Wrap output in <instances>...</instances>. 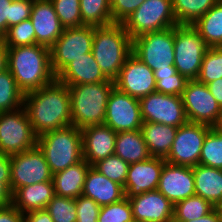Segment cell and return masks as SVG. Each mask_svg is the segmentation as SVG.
Returning a JSON list of instances; mask_svg holds the SVG:
<instances>
[{
  "mask_svg": "<svg viewBox=\"0 0 222 222\" xmlns=\"http://www.w3.org/2000/svg\"><path fill=\"white\" fill-rule=\"evenodd\" d=\"M23 108L37 137L72 125L68 86L56 79L24 94Z\"/></svg>",
  "mask_w": 222,
  "mask_h": 222,
  "instance_id": "cell-1",
  "label": "cell"
},
{
  "mask_svg": "<svg viewBox=\"0 0 222 222\" xmlns=\"http://www.w3.org/2000/svg\"><path fill=\"white\" fill-rule=\"evenodd\" d=\"M7 69L24 94L56 79L51 68L50 49L39 44L8 48Z\"/></svg>",
  "mask_w": 222,
  "mask_h": 222,
  "instance_id": "cell-2",
  "label": "cell"
},
{
  "mask_svg": "<svg viewBox=\"0 0 222 222\" xmlns=\"http://www.w3.org/2000/svg\"><path fill=\"white\" fill-rule=\"evenodd\" d=\"M91 53L103 74L114 81L132 54V38L122 23L94 26Z\"/></svg>",
  "mask_w": 222,
  "mask_h": 222,
  "instance_id": "cell-3",
  "label": "cell"
},
{
  "mask_svg": "<svg viewBox=\"0 0 222 222\" xmlns=\"http://www.w3.org/2000/svg\"><path fill=\"white\" fill-rule=\"evenodd\" d=\"M70 94L71 121L76 128L104 124L108 97L115 87L113 80L67 85Z\"/></svg>",
  "mask_w": 222,
  "mask_h": 222,
  "instance_id": "cell-4",
  "label": "cell"
},
{
  "mask_svg": "<svg viewBox=\"0 0 222 222\" xmlns=\"http://www.w3.org/2000/svg\"><path fill=\"white\" fill-rule=\"evenodd\" d=\"M52 174L83 160L81 129L74 125L46 132L37 137Z\"/></svg>",
  "mask_w": 222,
  "mask_h": 222,
  "instance_id": "cell-5",
  "label": "cell"
},
{
  "mask_svg": "<svg viewBox=\"0 0 222 222\" xmlns=\"http://www.w3.org/2000/svg\"><path fill=\"white\" fill-rule=\"evenodd\" d=\"M132 54L155 73L174 71V27L132 39Z\"/></svg>",
  "mask_w": 222,
  "mask_h": 222,
  "instance_id": "cell-6",
  "label": "cell"
},
{
  "mask_svg": "<svg viewBox=\"0 0 222 222\" xmlns=\"http://www.w3.org/2000/svg\"><path fill=\"white\" fill-rule=\"evenodd\" d=\"M208 49L209 46L192 25L174 26V68L188 80L198 78Z\"/></svg>",
  "mask_w": 222,
  "mask_h": 222,
  "instance_id": "cell-7",
  "label": "cell"
},
{
  "mask_svg": "<svg viewBox=\"0 0 222 222\" xmlns=\"http://www.w3.org/2000/svg\"><path fill=\"white\" fill-rule=\"evenodd\" d=\"M122 24L132 39L178 25L172 0H145Z\"/></svg>",
  "mask_w": 222,
  "mask_h": 222,
  "instance_id": "cell-8",
  "label": "cell"
},
{
  "mask_svg": "<svg viewBox=\"0 0 222 222\" xmlns=\"http://www.w3.org/2000/svg\"><path fill=\"white\" fill-rule=\"evenodd\" d=\"M37 145L35 135L25 109L0 112V153L14 155Z\"/></svg>",
  "mask_w": 222,
  "mask_h": 222,
  "instance_id": "cell-9",
  "label": "cell"
},
{
  "mask_svg": "<svg viewBox=\"0 0 222 222\" xmlns=\"http://www.w3.org/2000/svg\"><path fill=\"white\" fill-rule=\"evenodd\" d=\"M94 26L64 28L61 36L50 48L51 68L56 76L68 63L91 53Z\"/></svg>",
  "mask_w": 222,
  "mask_h": 222,
  "instance_id": "cell-10",
  "label": "cell"
},
{
  "mask_svg": "<svg viewBox=\"0 0 222 222\" xmlns=\"http://www.w3.org/2000/svg\"><path fill=\"white\" fill-rule=\"evenodd\" d=\"M211 126L200 123L187 122L178 127L166 162L194 167L199 164L204 139Z\"/></svg>",
  "mask_w": 222,
  "mask_h": 222,
  "instance_id": "cell-11",
  "label": "cell"
},
{
  "mask_svg": "<svg viewBox=\"0 0 222 222\" xmlns=\"http://www.w3.org/2000/svg\"><path fill=\"white\" fill-rule=\"evenodd\" d=\"M10 161L12 194L22 186L52 181L53 174L38 145L27 151L11 155Z\"/></svg>",
  "mask_w": 222,
  "mask_h": 222,
  "instance_id": "cell-12",
  "label": "cell"
},
{
  "mask_svg": "<svg viewBox=\"0 0 222 222\" xmlns=\"http://www.w3.org/2000/svg\"><path fill=\"white\" fill-rule=\"evenodd\" d=\"M181 97L188 122L211 127L217 123L222 108L206 84L197 79L188 80Z\"/></svg>",
  "mask_w": 222,
  "mask_h": 222,
  "instance_id": "cell-13",
  "label": "cell"
},
{
  "mask_svg": "<svg viewBox=\"0 0 222 222\" xmlns=\"http://www.w3.org/2000/svg\"><path fill=\"white\" fill-rule=\"evenodd\" d=\"M143 122L180 127L188 122L182 97L154 92L140 99Z\"/></svg>",
  "mask_w": 222,
  "mask_h": 222,
  "instance_id": "cell-14",
  "label": "cell"
},
{
  "mask_svg": "<svg viewBox=\"0 0 222 222\" xmlns=\"http://www.w3.org/2000/svg\"><path fill=\"white\" fill-rule=\"evenodd\" d=\"M104 124L115 132L141 129L140 100L114 87L108 97Z\"/></svg>",
  "mask_w": 222,
  "mask_h": 222,
  "instance_id": "cell-15",
  "label": "cell"
},
{
  "mask_svg": "<svg viewBox=\"0 0 222 222\" xmlns=\"http://www.w3.org/2000/svg\"><path fill=\"white\" fill-rule=\"evenodd\" d=\"M114 83L119 91L139 100L156 92L155 72L133 54L127 58Z\"/></svg>",
  "mask_w": 222,
  "mask_h": 222,
  "instance_id": "cell-16",
  "label": "cell"
},
{
  "mask_svg": "<svg viewBox=\"0 0 222 222\" xmlns=\"http://www.w3.org/2000/svg\"><path fill=\"white\" fill-rule=\"evenodd\" d=\"M157 190L172 204L195 195L193 167L166 162L160 174Z\"/></svg>",
  "mask_w": 222,
  "mask_h": 222,
  "instance_id": "cell-17",
  "label": "cell"
},
{
  "mask_svg": "<svg viewBox=\"0 0 222 222\" xmlns=\"http://www.w3.org/2000/svg\"><path fill=\"white\" fill-rule=\"evenodd\" d=\"M165 163L163 158L150 157L148 160L130 164L127 179L123 186L125 197L131 198L157 190Z\"/></svg>",
  "mask_w": 222,
  "mask_h": 222,
  "instance_id": "cell-18",
  "label": "cell"
},
{
  "mask_svg": "<svg viewBox=\"0 0 222 222\" xmlns=\"http://www.w3.org/2000/svg\"><path fill=\"white\" fill-rule=\"evenodd\" d=\"M134 221L172 222L174 204L160 191L154 190L128 198Z\"/></svg>",
  "mask_w": 222,
  "mask_h": 222,
  "instance_id": "cell-19",
  "label": "cell"
},
{
  "mask_svg": "<svg viewBox=\"0 0 222 222\" xmlns=\"http://www.w3.org/2000/svg\"><path fill=\"white\" fill-rule=\"evenodd\" d=\"M30 20L35 30V44L49 49L64 31L50 0H34Z\"/></svg>",
  "mask_w": 222,
  "mask_h": 222,
  "instance_id": "cell-20",
  "label": "cell"
},
{
  "mask_svg": "<svg viewBox=\"0 0 222 222\" xmlns=\"http://www.w3.org/2000/svg\"><path fill=\"white\" fill-rule=\"evenodd\" d=\"M83 159L89 165L114 154L117 132L105 124L85 127L81 130Z\"/></svg>",
  "mask_w": 222,
  "mask_h": 222,
  "instance_id": "cell-21",
  "label": "cell"
},
{
  "mask_svg": "<svg viewBox=\"0 0 222 222\" xmlns=\"http://www.w3.org/2000/svg\"><path fill=\"white\" fill-rule=\"evenodd\" d=\"M56 80L65 85L99 83L109 79L103 74L92 53L84 54L68 63L57 75Z\"/></svg>",
  "mask_w": 222,
  "mask_h": 222,
  "instance_id": "cell-22",
  "label": "cell"
},
{
  "mask_svg": "<svg viewBox=\"0 0 222 222\" xmlns=\"http://www.w3.org/2000/svg\"><path fill=\"white\" fill-rule=\"evenodd\" d=\"M82 195L102 207L125 198V191L122 185L109 180L91 166L85 178Z\"/></svg>",
  "mask_w": 222,
  "mask_h": 222,
  "instance_id": "cell-23",
  "label": "cell"
},
{
  "mask_svg": "<svg viewBox=\"0 0 222 222\" xmlns=\"http://www.w3.org/2000/svg\"><path fill=\"white\" fill-rule=\"evenodd\" d=\"M54 195L53 181L22 186L12 194V205L23 214L44 210Z\"/></svg>",
  "mask_w": 222,
  "mask_h": 222,
  "instance_id": "cell-24",
  "label": "cell"
},
{
  "mask_svg": "<svg viewBox=\"0 0 222 222\" xmlns=\"http://www.w3.org/2000/svg\"><path fill=\"white\" fill-rule=\"evenodd\" d=\"M91 165L85 159L53 174L54 192L58 196L77 198L82 195L87 172Z\"/></svg>",
  "mask_w": 222,
  "mask_h": 222,
  "instance_id": "cell-25",
  "label": "cell"
},
{
  "mask_svg": "<svg viewBox=\"0 0 222 222\" xmlns=\"http://www.w3.org/2000/svg\"><path fill=\"white\" fill-rule=\"evenodd\" d=\"M195 194L215 208L222 202V169L198 164L193 167Z\"/></svg>",
  "mask_w": 222,
  "mask_h": 222,
  "instance_id": "cell-26",
  "label": "cell"
},
{
  "mask_svg": "<svg viewBox=\"0 0 222 222\" xmlns=\"http://www.w3.org/2000/svg\"><path fill=\"white\" fill-rule=\"evenodd\" d=\"M177 127L153 122H143L141 131L151 157L165 159L175 139Z\"/></svg>",
  "mask_w": 222,
  "mask_h": 222,
  "instance_id": "cell-27",
  "label": "cell"
},
{
  "mask_svg": "<svg viewBox=\"0 0 222 222\" xmlns=\"http://www.w3.org/2000/svg\"><path fill=\"white\" fill-rule=\"evenodd\" d=\"M114 154L128 164L142 162L151 157L141 129L117 132Z\"/></svg>",
  "mask_w": 222,
  "mask_h": 222,
  "instance_id": "cell-28",
  "label": "cell"
},
{
  "mask_svg": "<svg viewBox=\"0 0 222 222\" xmlns=\"http://www.w3.org/2000/svg\"><path fill=\"white\" fill-rule=\"evenodd\" d=\"M192 26L209 47H222V0L198 18Z\"/></svg>",
  "mask_w": 222,
  "mask_h": 222,
  "instance_id": "cell-29",
  "label": "cell"
},
{
  "mask_svg": "<svg viewBox=\"0 0 222 222\" xmlns=\"http://www.w3.org/2000/svg\"><path fill=\"white\" fill-rule=\"evenodd\" d=\"M219 0H172L177 24L192 25L206 14Z\"/></svg>",
  "mask_w": 222,
  "mask_h": 222,
  "instance_id": "cell-30",
  "label": "cell"
},
{
  "mask_svg": "<svg viewBox=\"0 0 222 222\" xmlns=\"http://www.w3.org/2000/svg\"><path fill=\"white\" fill-rule=\"evenodd\" d=\"M215 207L206 199L193 195L174 204L172 222H187L212 212Z\"/></svg>",
  "mask_w": 222,
  "mask_h": 222,
  "instance_id": "cell-31",
  "label": "cell"
},
{
  "mask_svg": "<svg viewBox=\"0 0 222 222\" xmlns=\"http://www.w3.org/2000/svg\"><path fill=\"white\" fill-rule=\"evenodd\" d=\"M82 23L89 26L113 24L111 0H80Z\"/></svg>",
  "mask_w": 222,
  "mask_h": 222,
  "instance_id": "cell-32",
  "label": "cell"
},
{
  "mask_svg": "<svg viewBox=\"0 0 222 222\" xmlns=\"http://www.w3.org/2000/svg\"><path fill=\"white\" fill-rule=\"evenodd\" d=\"M24 93L18 88L11 72H0V112L15 111L23 107Z\"/></svg>",
  "mask_w": 222,
  "mask_h": 222,
  "instance_id": "cell-33",
  "label": "cell"
},
{
  "mask_svg": "<svg viewBox=\"0 0 222 222\" xmlns=\"http://www.w3.org/2000/svg\"><path fill=\"white\" fill-rule=\"evenodd\" d=\"M199 164L222 169V134L213 127L204 139Z\"/></svg>",
  "mask_w": 222,
  "mask_h": 222,
  "instance_id": "cell-34",
  "label": "cell"
},
{
  "mask_svg": "<svg viewBox=\"0 0 222 222\" xmlns=\"http://www.w3.org/2000/svg\"><path fill=\"white\" fill-rule=\"evenodd\" d=\"M130 164L115 154L97 161L92 167L109 180L124 186Z\"/></svg>",
  "mask_w": 222,
  "mask_h": 222,
  "instance_id": "cell-35",
  "label": "cell"
},
{
  "mask_svg": "<svg viewBox=\"0 0 222 222\" xmlns=\"http://www.w3.org/2000/svg\"><path fill=\"white\" fill-rule=\"evenodd\" d=\"M222 78V47H209L203 57L197 80L208 84Z\"/></svg>",
  "mask_w": 222,
  "mask_h": 222,
  "instance_id": "cell-36",
  "label": "cell"
},
{
  "mask_svg": "<svg viewBox=\"0 0 222 222\" xmlns=\"http://www.w3.org/2000/svg\"><path fill=\"white\" fill-rule=\"evenodd\" d=\"M7 48L30 46L35 44V30L30 19L8 28L2 38Z\"/></svg>",
  "mask_w": 222,
  "mask_h": 222,
  "instance_id": "cell-37",
  "label": "cell"
},
{
  "mask_svg": "<svg viewBox=\"0 0 222 222\" xmlns=\"http://www.w3.org/2000/svg\"><path fill=\"white\" fill-rule=\"evenodd\" d=\"M54 222H76L75 199L54 195L46 207Z\"/></svg>",
  "mask_w": 222,
  "mask_h": 222,
  "instance_id": "cell-38",
  "label": "cell"
},
{
  "mask_svg": "<svg viewBox=\"0 0 222 222\" xmlns=\"http://www.w3.org/2000/svg\"><path fill=\"white\" fill-rule=\"evenodd\" d=\"M64 28L80 27L82 23L80 0H50Z\"/></svg>",
  "mask_w": 222,
  "mask_h": 222,
  "instance_id": "cell-39",
  "label": "cell"
},
{
  "mask_svg": "<svg viewBox=\"0 0 222 222\" xmlns=\"http://www.w3.org/2000/svg\"><path fill=\"white\" fill-rule=\"evenodd\" d=\"M132 207L127 197L122 200L102 206L98 222H133Z\"/></svg>",
  "mask_w": 222,
  "mask_h": 222,
  "instance_id": "cell-40",
  "label": "cell"
},
{
  "mask_svg": "<svg viewBox=\"0 0 222 222\" xmlns=\"http://www.w3.org/2000/svg\"><path fill=\"white\" fill-rule=\"evenodd\" d=\"M156 92L166 95L181 96L188 79L176 70L165 73H155Z\"/></svg>",
  "mask_w": 222,
  "mask_h": 222,
  "instance_id": "cell-41",
  "label": "cell"
},
{
  "mask_svg": "<svg viewBox=\"0 0 222 222\" xmlns=\"http://www.w3.org/2000/svg\"><path fill=\"white\" fill-rule=\"evenodd\" d=\"M77 221L76 222H98L100 206L91 198L83 195L75 198Z\"/></svg>",
  "mask_w": 222,
  "mask_h": 222,
  "instance_id": "cell-42",
  "label": "cell"
},
{
  "mask_svg": "<svg viewBox=\"0 0 222 222\" xmlns=\"http://www.w3.org/2000/svg\"><path fill=\"white\" fill-rule=\"evenodd\" d=\"M145 0H111L113 23H123Z\"/></svg>",
  "mask_w": 222,
  "mask_h": 222,
  "instance_id": "cell-43",
  "label": "cell"
},
{
  "mask_svg": "<svg viewBox=\"0 0 222 222\" xmlns=\"http://www.w3.org/2000/svg\"><path fill=\"white\" fill-rule=\"evenodd\" d=\"M34 0H11L10 27L30 19Z\"/></svg>",
  "mask_w": 222,
  "mask_h": 222,
  "instance_id": "cell-44",
  "label": "cell"
},
{
  "mask_svg": "<svg viewBox=\"0 0 222 222\" xmlns=\"http://www.w3.org/2000/svg\"><path fill=\"white\" fill-rule=\"evenodd\" d=\"M10 3L11 0H0V39L10 27Z\"/></svg>",
  "mask_w": 222,
  "mask_h": 222,
  "instance_id": "cell-45",
  "label": "cell"
},
{
  "mask_svg": "<svg viewBox=\"0 0 222 222\" xmlns=\"http://www.w3.org/2000/svg\"><path fill=\"white\" fill-rule=\"evenodd\" d=\"M0 222H24V214L10 204L0 208Z\"/></svg>",
  "mask_w": 222,
  "mask_h": 222,
  "instance_id": "cell-46",
  "label": "cell"
},
{
  "mask_svg": "<svg viewBox=\"0 0 222 222\" xmlns=\"http://www.w3.org/2000/svg\"><path fill=\"white\" fill-rule=\"evenodd\" d=\"M0 181L4 182L11 190V161L9 155L0 153Z\"/></svg>",
  "mask_w": 222,
  "mask_h": 222,
  "instance_id": "cell-47",
  "label": "cell"
},
{
  "mask_svg": "<svg viewBox=\"0 0 222 222\" xmlns=\"http://www.w3.org/2000/svg\"><path fill=\"white\" fill-rule=\"evenodd\" d=\"M24 222H54L46 209L30 211L24 214Z\"/></svg>",
  "mask_w": 222,
  "mask_h": 222,
  "instance_id": "cell-48",
  "label": "cell"
},
{
  "mask_svg": "<svg viewBox=\"0 0 222 222\" xmlns=\"http://www.w3.org/2000/svg\"><path fill=\"white\" fill-rule=\"evenodd\" d=\"M206 85L213 97L222 108V78L214 80Z\"/></svg>",
  "mask_w": 222,
  "mask_h": 222,
  "instance_id": "cell-49",
  "label": "cell"
},
{
  "mask_svg": "<svg viewBox=\"0 0 222 222\" xmlns=\"http://www.w3.org/2000/svg\"><path fill=\"white\" fill-rule=\"evenodd\" d=\"M12 204V192L10 188L0 181V208Z\"/></svg>",
  "mask_w": 222,
  "mask_h": 222,
  "instance_id": "cell-50",
  "label": "cell"
},
{
  "mask_svg": "<svg viewBox=\"0 0 222 222\" xmlns=\"http://www.w3.org/2000/svg\"><path fill=\"white\" fill-rule=\"evenodd\" d=\"M187 222H222V215L220 214L218 209L215 208L212 212H210L206 216L198 219H193Z\"/></svg>",
  "mask_w": 222,
  "mask_h": 222,
  "instance_id": "cell-51",
  "label": "cell"
},
{
  "mask_svg": "<svg viewBox=\"0 0 222 222\" xmlns=\"http://www.w3.org/2000/svg\"><path fill=\"white\" fill-rule=\"evenodd\" d=\"M8 65V48L6 47L4 41L0 39V72L7 69Z\"/></svg>",
  "mask_w": 222,
  "mask_h": 222,
  "instance_id": "cell-52",
  "label": "cell"
},
{
  "mask_svg": "<svg viewBox=\"0 0 222 222\" xmlns=\"http://www.w3.org/2000/svg\"><path fill=\"white\" fill-rule=\"evenodd\" d=\"M213 128L222 134V110L220 112L217 123L213 126Z\"/></svg>",
  "mask_w": 222,
  "mask_h": 222,
  "instance_id": "cell-53",
  "label": "cell"
},
{
  "mask_svg": "<svg viewBox=\"0 0 222 222\" xmlns=\"http://www.w3.org/2000/svg\"><path fill=\"white\" fill-rule=\"evenodd\" d=\"M218 211L220 212V214L222 215V202L219 204V206L217 207Z\"/></svg>",
  "mask_w": 222,
  "mask_h": 222,
  "instance_id": "cell-54",
  "label": "cell"
}]
</instances>
